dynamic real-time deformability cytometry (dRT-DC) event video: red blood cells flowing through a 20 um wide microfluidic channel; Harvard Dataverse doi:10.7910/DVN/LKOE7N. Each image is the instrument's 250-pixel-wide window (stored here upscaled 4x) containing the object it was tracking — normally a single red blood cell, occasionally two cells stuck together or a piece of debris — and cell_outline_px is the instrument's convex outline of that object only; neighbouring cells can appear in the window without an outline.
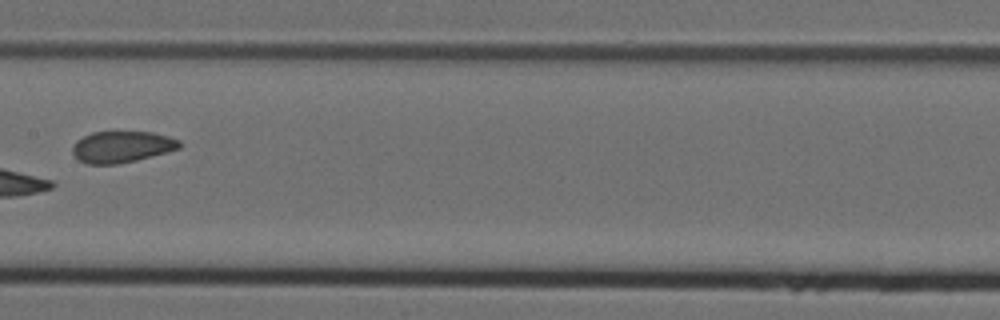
{"species": "Egyptian fruit bat (a non-hibernating species)", "species_latin": "Rousettus aegyptiacus", "temperature_condition": "cold", "stored_images_in_passage": 8, "camera_frame_rate_fps": 3000, "um_per_image_px": 0.085, "animal": {"sex": "female"}, "frame": {"image": 1, "passage_image": 7, "time_ms": 2.0, "image_size_px": [1000, 320], "cell_outline_px": [[180, 148], [152, 156], [120, 164], [88, 164], [80, 160], [72, 152], [72, 148], [76, 140], [92, 132], [152, 132], [168, 136], [180, 140]], "centroid_in_image_um": [10.35, 12.48], "position_along_channel_um": 197.0, "area_um2": 19.48}}
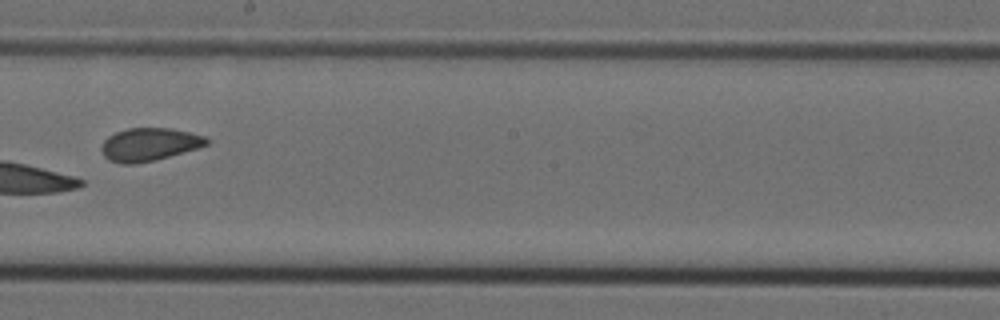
{"frame": {"image": 2, "passage_image": 8, "time_ms": 2.333, "image_size_px": [1000, 320], "cell_outline_px": [[208, 144], [196, 148], [156, 160], [136, 164], [120, 164], [108, 160], [104, 156], [100, 148], [104, 140], [108, 136], [116, 132], [128, 128], [172, 128], [204, 136], [208, 140]], "centroid_in_image_um": [12.63, 12.28], "position_along_channel_um": 235.6, "area_um2": 20.17}}